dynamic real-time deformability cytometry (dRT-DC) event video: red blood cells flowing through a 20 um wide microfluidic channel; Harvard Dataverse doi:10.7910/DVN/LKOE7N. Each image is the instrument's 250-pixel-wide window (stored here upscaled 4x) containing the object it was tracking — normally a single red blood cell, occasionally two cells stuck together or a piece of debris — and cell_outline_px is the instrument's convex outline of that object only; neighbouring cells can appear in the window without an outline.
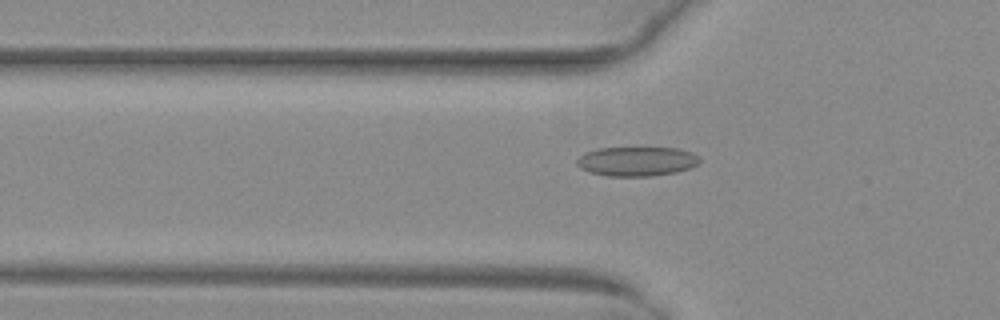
{"species": "common noctule bat (a hibernating species)", "species_latin": "Nyctalus noctula", "temperature_condition": "warm", "stored_images_in_passage": 36, "camera_frame_rate_fps": 3000, "um_per_image_px": 0.085, "animal": {"sex": "female", "body_mass_g": 29.2, "forearm_length_mm": 56.3}, "frame": {"image": 1, "passage_image": 5, "time_ms": 1.333, "image_size_px": [1000, 320], "cell_outline_px": [[700, 160], [696, 164], [688, 168], [676, 172], [652, 176], [608, 176], [588, 172], [580, 168], [576, 164], [576, 160], [584, 152], [596, 148], [676, 148], [692, 152]], "centroid_in_image_um": [54.06, 13.71], "position_along_channel_um": 71.7, "area_um2": 20.98}}
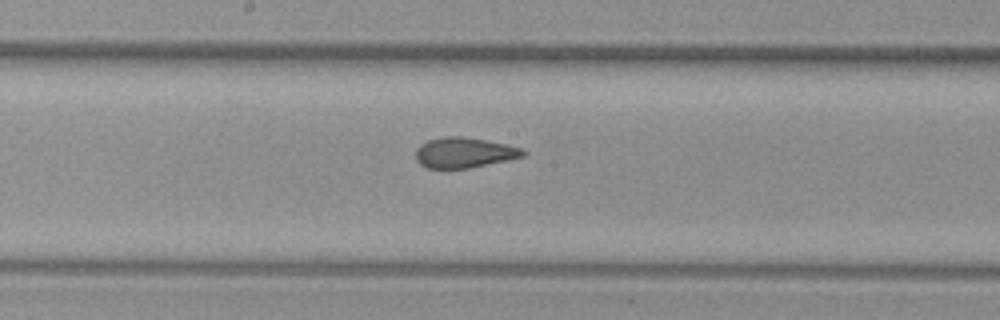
{"frame": {"image": 2, "passage_image": 15, "time_ms": 4.667, "image_size_px": [1000, 320], "cell_outline_px": [[528, 152], [524, 156], [468, 168], [428, 168], [420, 164], [416, 160], [416, 148], [420, 144], [428, 140], [444, 136], [460, 136], [508, 144], [524, 148]], "centroid_in_image_um": [39.46, 12.96], "position_along_channel_um": 208.7, "area_um2": 18.96}}
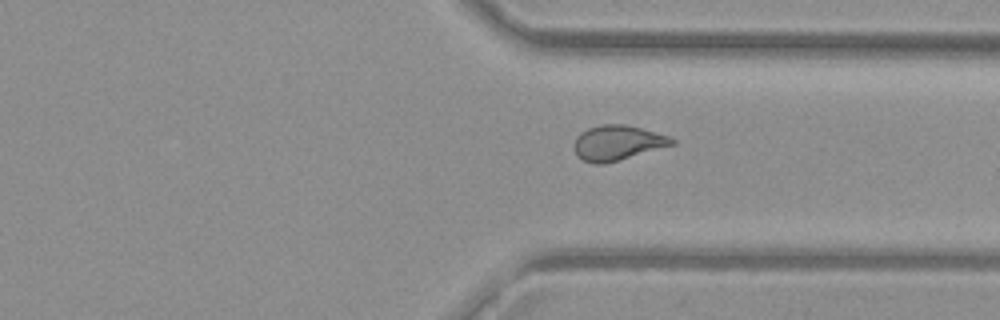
{"frame": {"image": 3, "passage_image": 26, "time_ms": 8.333, "image_size_px": [1000, 320], "cell_outline_px": [[676, 144], [604, 164], [596, 164], [584, 160], [576, 156], [572, 148], [572, 144], [576, 136], [580, 132], [588, 128], [600, 124], [624, 124], [672, 136], [676, 140]], "centroid_in_image_um": [52.46, 12.13], "position_along_channel_um": 358.9, "area_um2": 20.23}}